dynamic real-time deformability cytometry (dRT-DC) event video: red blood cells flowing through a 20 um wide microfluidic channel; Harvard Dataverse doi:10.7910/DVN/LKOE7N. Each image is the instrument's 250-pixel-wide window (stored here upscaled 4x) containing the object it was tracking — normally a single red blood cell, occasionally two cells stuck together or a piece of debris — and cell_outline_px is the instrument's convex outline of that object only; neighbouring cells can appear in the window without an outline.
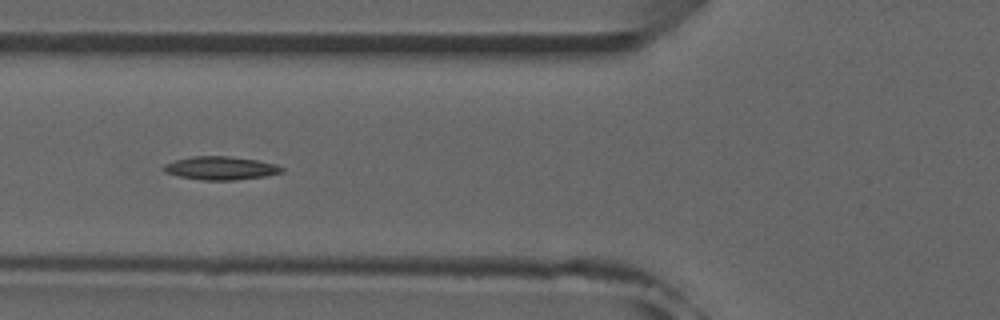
{"species": "common noctule bat (a hibernating species)", "species_latin": "Nyctalus noctula", "temperature_condition": "room temperature", "stored_images_in_passage": 39, "camera_frame_rate_fps": 3000, "um_per_image_px": 0.085, "animal": {"sex": "male", "forearm_length_mm": 52.5}, "frame": {"image": 1, "passage_image": 6, "time_ms": 1.667, "image_size_px": [1000, 320], "cell_outline_px": [[284, 172], [264, 176], [236, 180], [200, 180], [180, 176], [164, 172], [160, 168], [164, 164], [176, 160], [192, 156], [228, 156], [256, 160], [276, 164], [284, 168]], "centroid_in_image_um": [18.74, 14.29], "position_along_channel_um": 107.1, "area_um2": 16.07}}